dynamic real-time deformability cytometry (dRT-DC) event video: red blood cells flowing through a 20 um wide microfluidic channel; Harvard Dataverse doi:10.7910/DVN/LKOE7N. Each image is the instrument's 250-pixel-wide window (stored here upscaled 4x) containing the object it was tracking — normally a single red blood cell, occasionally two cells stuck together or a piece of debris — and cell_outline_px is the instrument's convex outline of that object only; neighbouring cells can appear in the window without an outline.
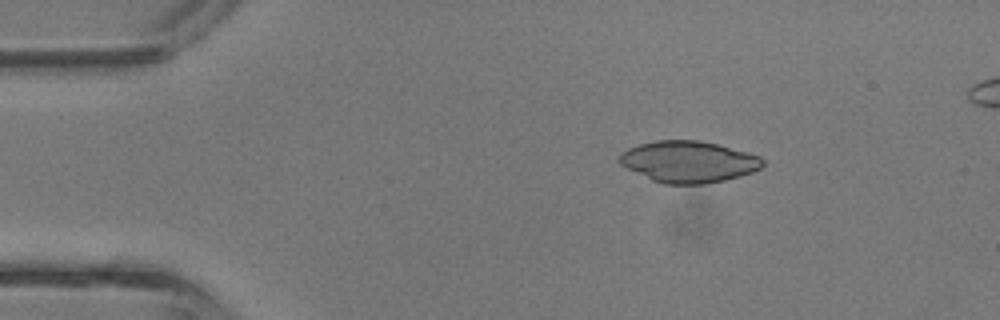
{"species": "common noctule bat (a hibernating species)", "species_latin": "Nyctalus noctula", "temperature_condition": "room temperature", "stored_images_in_passage": 4, "camera_frame_rate_fps": 3000, "um_per_image_px": 0.085, "animal": {"sex": "male", "body_mass_g": 13.3}, "frame": {"image": 1, "passage_image": 2, "time_ms": 0.333, "image_size_px": [1000, 320], "cell_outline_px": [[764, 164], [760, 168], [752, 172], [740, 176], [724, 180], [704, 184], [664, 184], [652, 180], [620, 164], [620, 152], [628, 148], [640, 144], [656, 140], [700, 140], [748, 152], [760, 156], [764, 160]], "centroid_in_image_um": [58.54, 13.74], "position_along_channel_um": 26.5, "area_um2": 34.51}}